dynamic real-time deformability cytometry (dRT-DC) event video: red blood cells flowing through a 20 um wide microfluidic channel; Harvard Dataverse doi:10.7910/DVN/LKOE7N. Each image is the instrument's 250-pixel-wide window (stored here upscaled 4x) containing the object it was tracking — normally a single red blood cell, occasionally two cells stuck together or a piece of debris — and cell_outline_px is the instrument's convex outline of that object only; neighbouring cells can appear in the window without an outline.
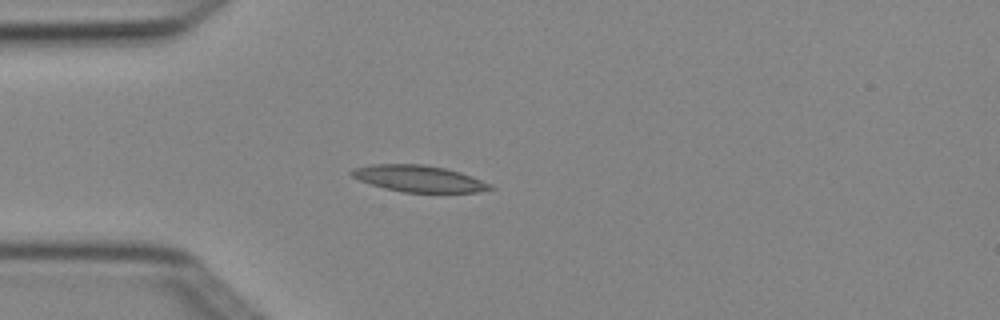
{"species": "Egyptian fruit bat (a non-hibernating species)", "species_latin": "Rousettus aegyptiacus", "temperature_condition": "cold", "stored_images_in_passage": 3, "camera_frame_rate_fps": 3000, "um_per_image_px": 0.085, "animal": {"sex": "female"}, "frame": {"image": 1, "passage_image": 3, "time_ms": 0.667, "image_size_px": [1000, 320], "cell_outline_px": [[496, 188], [476, 192], [404, 192], [384, 188], [360, 180], [352, 176], [348, 172], [352, 168], [372, 164], [424, 164], [444, 168], [460, 172], [472, 176], [492, 184]], "centroid_in_image_um": [35.6, 15.17], "position_along_channel_um": 49.4, "area_um2": 21.39}}